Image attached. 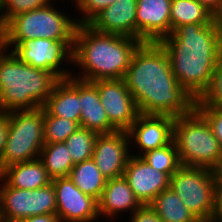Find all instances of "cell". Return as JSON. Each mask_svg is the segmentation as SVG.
<instances>
[{"mask_svg":"<svg viewBox=\"0 0 222 222\" xmlns=\"http://www.w3.org/2000/svg\"><path fill=\"white\" fill-rule=\"evenodd\" d=\"M123 79L140 114L177 118L195 109L196 100L178 83L160 42H141Z\"/></svg>","mask_w":222,"mask_h":222,"instance_id":"cell-1","label":"cell"},{"mask_svg":"<svg viewBox=\"0 0 222 222\" xmlns=\"http://www.w3.org/2000/svg\"><path fill=\"white\" fill-rule=\"evenodd\" d=\"M178 83L197 100L207 89L222 57V43L214 20L210 24L177 27L160 41Z\"/></svg>","mask_w":222,"mask_h":222,"instance_id":"cell-2","label":"cell"},{"mask_svg":"<svg viewBox=\"0 0 222 222\" xmlns=\"http://www.w3.org/2000/svg\"><path fill=\"white\" fill-rule=\"evenodd\" d=\"M140 43L133 37L102 33L88 24H77L72 64L82 69L81 74L74 75L73 72L71 76L89 82L123 79Z\"/></svg>","mask_w":222,"mask_h":222,"instance_id":"cell-3","label":"cell"},{"mask_svg":"<svg viewBox=\"0 0 222 222\" xmlns=\"http://www.w3.org/2000/svg\"><path fill=\"white\" fill-rule=\"evenodd\" d=\"M58 80L53 73L21 62L0 46V112L43 107Z\"/></svg>","mask_w":222,"mask_h":222,"instance_id":"cell-4","label":"cell"},{"mask_svg":"<svg viewBox=\"0 0 222 222\" xmlns=\"http://www.w3.org/2000/svg\"><path fill=\"white\" fill-rule=\"evenodd\" d=\"M173 141L183 166L215 170L222 159V147L206 119L194 109L175 118Z\"/></svg>","mask_w":222,"mask_h":222,"instance_id":"cell-5","label":"cell"},{"mask_svg":"<svg viewBox=\"0 0 222 222\" xmlns=\"http://www.w3.org/2000/svg\"><path fill=\"white\" fill-rule=\"evenodd\" d=\"M65 14V15H64ZM77 22L52 3L17 14L1 29V44H22L30 39L74 40Z\"/></svg>","mask_w":222,"mask_h":222,"instance_id":"cell-6","label":"cell"},{"mask_svg":"<svg viewBox=\"0 0 222 222\" xmlns=\"http://www.w3.org/2000/svg\"><path fill=\"white\" fill-rule=\"evenodd\" d=\"M8 137L0 158V172L13 164L39 158L44 146V109L8 112Z\"/></svg>","mask_w":222,"mask_h":222,"instance_id":"cell-7","label":"cell"},{"mask_svg":"<svg viewBox=\"0 0 222 222\" xmlns=\"http://www.w3.org/2000/svg\"><path fill=\"white\" fill-rule=\"evenodd\" d=\"M213 170L181 166L171 177L169 187L200 222H210L214 209Z\"/></svg>","mask_w":222,"mask_h":222,"instance_id":"cell-8","label":"cell"},{"mask_svg":"<svg viewBox=\"0 0 222 222\" xmlns=\"http://www.w3.org/2000/svg\"><path fill=\"white\" fill-rule=\"evenodd\" d=\"M0 222H14L30 216L56 214L53 183L45 187L25 190L8 186L0 178Z\"/></svg>","mask_w":222,"mask_h":222,"instance_id":"cell-9","label":"cell"},{"mask_svg":"<svg viewBox=\"0 0 222 222\" xmlns=\"http://www.w3.org/2000/svg\"><path fill=\"white\" fill-rule=\"evenodd\" d=\"M73 42L74 40L54 41L37 38L25 40L22 44H1V46L7 50L10 47L9 51H12L21 62L49 71L58 79H63L72 75L70 69L67 70L62 65L66 62L72 65Z\"/></svg>","mask_w":222,"mask_h":222,"instance_id":"cell-10","label":"cell"},{"mask_svg":"<svg viewBox=\"0 0 222 222\" xmlns=\"http://www.w3.org/2000/svg\"><path fill=\"white\" fill-rule=\"evenodd\" d=\"M100 95L109 122L118 131H127L140 114L124 79H108L92 82Z\"/></svg>","mask_w":222,"mask_h":222,"instance_id":"cell-11","label":"cell"},{"mask_svg":"<svg viewBox=\"0 0 222 222\" xmlns=\"http://www.w3.org/2000/svg\"><path fill=\"white\" fill-rule=\"evenodd\" d=\"M60 222H95L99 219L98 201L84 194L69 177L52 180Z\"/></svg>","mask_w":222,"mask_h":222,"instance_id":"cell-12","label":"cell"},{"mask_svg":"<svg viewBox=\"0 0 222 222\" xmlns=\"http://www.w3.org/2000/svg\"><path fill=\"white\" fill-rule=\"evenodd\" d=\"M130 143L127 131L98 134L92 159L107 179L124 175L126 163L132 155Z\"/></svg>","mask_w":222,"mask_h":222,"instance_id":"cell-13","label":"cell"},{"mask_svg":"<svg viewBox=\"0 0 222 222\" xmlns=\"http://www.w3.org/2000/svg\"><path fill=\"white\" fill-rule=\"evenodd\" d=\"M175 118L168 115L139 114L132 126L127 130L130 143L139 148L142 154L156 148L164 147L173 141V124Z\"/></svg>","mask_w":222,"mask_h":222,"instance_id":"cell-14","label":"cell"},{"mask_svg":"<svg viewBox=\"0 0 222 222\" xmlns=\"http://www.w3.org/2000/svg\"><path fill=\"white\" fill-rule=\"evenodd\" d=\"M171 0H137L136 39L160 42L171 33Z\"/></svg>","mask_w":222,"mask_h":222,"instance_id":"cell-15","label":"cell"},{"mask_svg":"<svg viewBox=\"0 0 222 222\" xmlns=\"http://www.w3.org/2000/svg\"><path fill=\"white\" fill-rule=\"evenodd\" d=\"M123 176L142 205H149L160 192L169 188L170 177L141 157L130 156Z\"/></svg>","mask_w":222,"mask_h":222,"instance_id":"cell-16","label":"cell"},{"mask_svg":"<svg viewBox=\"0 0 222 222\" xmlns=\"http://www.w3.org/2000/svg\"><path fill=\"white\" fill-rule=\"evenodd\" d=\"M137 0H116L87 24L95 31L136 38Z\"/></svg>","mask_w":222,"mask_h":222,"instance_id":"cell-17","label":"cell"},{"mask_svg":"<svg viewBox=\"0 0 222 222\" xmlns=\"http://www.w3.org/2000/svg\"><path fill=\"white\" fill-rule=\"evenodd\" d=\"M80 79L68 77L59 79L43 109L52 116L66 118L80 124Z\"/></svg>","mask_w":222,"mask_h":222,"instance_id":"cell-18","label":"cell"},{"mask_svg":"<svg viewBox=\"0 0 222 222\" xmlns=\"http://www.w3.org/2000/svg\"><path fill=\"white\" fill-rule=\"evenodd\" d=\"M142 206L135 197L124 176L107 179L102 195L98 200L99 217H117L124 212L133 213Z\"/></svg>","mask_w":222,"mask_h":222,"instance_id":"cell-19","label":"cell"},{"mask_svg":"<svg viewBox=\"0 0 222 222\" xmlns=\"http://www.w3.org/2000/svg\"><path fill=\"white\" fill-rule=\"evenodd\" d=\"M80 126L97 134L118 131L110 122L100 101L97 87L89 81L80 80Z\"/></svg>","mask_w":222,"mask_h":222,"instance_id":"cell-20","label":"cell"},{"mask_svg":"<svg viewBox=\"0 0 222 222\" xmlns=\"http://www.w3.org/2000/svg\"><path fill=\"white\" fill-rule=\"evenodd\" d=\"M0 178L10 187L25 190L42 188L52 183L39 158L4 168L0 172Z\"/></svg>","mask_w":222,"mask_h":222,"instance_id":"cell-21","label":"cell"},{"mask_svg":"<svg viewBox=\"0 0 222 222\" xmlns=\"http://www.w3.org/2000/svg\"><path fill=\"white\" fill-rule=\"evenodd\" d=\"M162 222H200L169 187L149 204Z\"/></svg>","mask_w":222,"mask_h":222,"instance_id":"cell-22","label":"cell"},{"mask_svg":"<svg viewBox=\"0 0 222 222\" xmlns=\"http://www.w3.org/2000/svg\"><path fill=\"white\" fill-rule=\"evenodd\" d=\"M68 177L84 194L92 196L97 201L107 181L92 158L75 164Z\"/></svg>","mask_w":222,"mask_h":222,"instance_id":"cell-23","label":"cell"},{"mask_svg":"<svg viewBox=\"0 0 222 222\" xmlns=\"http://www.w3.org/2000/svg\"><path fill=\"white\" fill-rule=\"evenodd\" d=\"M171 32L187 24H210L215 15L197 0H171Z\"/></svg>","mask_w":222,"mask_h":222,"instance_id":"cell-24","label":"cell"},{"mask_svg":"<svg viewBox=\"0 0 222 222\" xmlns=\"http://www.w3.org/2000/svg\"><path fill=\"white\" fill-rule=\"evenodd\" d=\"M39 160L52 180L68 177L74 166L65 142L44 144L39 154Z\"/></svg>","mask_w":222,"mask_h":222,"instance_id":"cell-25","label":"cell"},{"mask_svg":"<svg viewBox=\"0 0 222 222\" xmlns=\"http://www.w3.org/2000/svg\"><path fill=\"white\" fill-rule=\"evenodd\" d=\"M148 165L171 177L181 166L174 141L170 144L152 149L140 156Z\"/></svg>","mask_w":222,"mask_h":222,"instance_id":"cell-26","label":"cell"},{"mask_svg":"<svg viewBox=\"0 0 222 222\" xmlns=\"http://www.w3.org/2000/svg\"><path fill=\"white\" fill-rule=\"evenodd\" d=\"M97 136L96 132L80 126L65 140L74 165L92 158Z\"/></svg>","mask_w":222,"mask_h":222,"instance_id":"cell-27","label":"cell"},{"mask_svg":"<svg viewBox=\"0 0 222 222\" xmlns=\"http://www.w3.org/2000/svg\"><path fill=\"white\" fill-rule=\"evenodd\" d=\"M79 127L78 122L49 115L44 110V144L65 142Z\"/></svg>","mask_w":222,"mask_h":222,"instance_id":"cell-28","label":"cell"},{"mask_svg":"<svg viewBox=\"0 0 222 222\" xmlns=\"http://www.w3.org/2000/svg\"><path fill=\"white\" fill-rule=\"evenodd\" d=\"M195 107L222 109V57L217 63L207 89L196 100Z\"/></svg>","mask_w":222,"mask_h":222,"instance_id":"cell-29","label":"cell"},{"mask_svg":"<svg viewBox=\"0 0 222 222\" xmlns=\"http://www.w3.org/2000/svg\"><path fill=\"white\" fill-rule=\"evenodd\" d=\"M52 1V0H51ZM50 0H0V29L17 14L39 9Z\"/></svg>","mask_w":222,"mask_h":222,"instance_id":"cell-30","label":"cell"},{"mask_svg":"<svg viewBox=\"0 0 222 222\" xmlns=\"http://www.w3.org/2000/svg\"><path fill=\"white\" fill-rule=\"evenodd\" d=\"M115 1L116 0H75L74 5L78 8L76 10H79V13L83 15L80 18L81 20L75 18L77 24H87L102 9L107 8Z\"/></svg>","mask_w":222,"mask_h":222,"instance_id":"cell-31","label":"cell"},{"mask_svg":"<svg viewBox=\"0 0 222 222\" xmlns=\"http://www.w3.org/2000/svg\"><path fill=\"white\" fill-rule=\"evenodd\" d=\"M195 109L206 119L222 147V109L214 107H195Z\"/></svg>","mask_w":222,"mask_h":222,"instance_id":"cell-32","label":"cell"},{"mask_svg":"<svg viewBox=\"0 0 222 222\" xmlns=\"http://www.w3.org/2000/svg\"><path fill=\"white\" fill-rule=\"evenodd\" d=\"M129 218L130 222H162L150 205H142L130 214Z\"/></svg>","mask_w":222,"mask_h":222,"instance_id":"cell-33","label":"cell"},{"mask_svg":"<svg viewBox=\"0 0 222 222\" xmlns=\"http://www.w3.org/2000/svg\"><path fill=\"white\" fill-rule=\"evenodd\" d=\"M210 222H222V180L217 177L214 185V209Z\"/></svg>","mask_w":222,"mask_h":222,"instance_id":"cell-34","label":"cell"},{"mask_svg":"<svg viewBox=\"0 0 222 222\" xmlns=\"http://www.w3.org/2000/svg\"><path fill=\"white\" fill-rule=\"evenodd\" d=\"M8 137V114L0 112V158Z\"/></svg>","mask_w":222,"mask_h":222,"instance_id":"cell-35","label":"cell"},{"mask_svg":"<svg viewBox=\"0 0 222 222\" xmlns=\"http://www.w3.org/2000/svg\"><path fill=\"white\" fill-rule=\"evenodd\" d=\"M14 222H60V219L56 214H44V215L30 216L25 219H21Z\"/></svg>","mask_w":222,"mask_h":222,"instance_id":"cell-36","label":"cell"},{"mask_svg":"<svg viewBox=\"0 0 222 222\" xmlns=\"http://www.w3.org/2000/svg\"><path fill=\"white\" fill-rule=\"evenodd\" d=\"M201 5L205 6L209 11L216 15L222 9V0H197Z\"/></svg>","mask_w":222,"mask_h":222,"instance_id":"cell-37","label":"cell"},{"mask_svg":"<svg viewBox=\"0 0 222 222\" xmlns=\"http://www.w3.org/2000/svg\"><path fill=\"white\" fill-rule=\"evenodd\" d=\"M215 21L218 27V33L222 43V9L215 15Z\"/></svg>","mask_w":222,"mask_h":222,"instance_id":"cell-38","label":"cell"},{"mask_svg":"<svg viewBox=\"0 0 222 222\" xmlns=\"http://www.w3.org/2000/svg\"><path fill=\"white\" fill-rule=\"evenodd\" d=\"M215 176L222 180V159L219 162V165L217 166V168L214 170Z\"/></svg>","mask_w":222,"mask_h":222,"instance_id":"cell-39","label":"cell"}]
</instances>
